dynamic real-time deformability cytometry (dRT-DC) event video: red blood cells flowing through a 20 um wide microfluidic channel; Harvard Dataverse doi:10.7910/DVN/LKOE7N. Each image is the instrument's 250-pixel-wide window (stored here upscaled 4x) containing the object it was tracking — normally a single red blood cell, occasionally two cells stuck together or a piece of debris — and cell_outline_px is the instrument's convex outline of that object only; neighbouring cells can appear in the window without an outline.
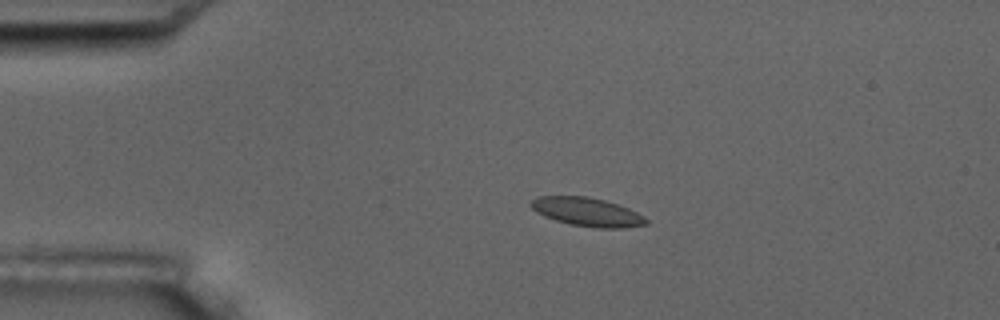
{"species": "common noctule bat (a hibernating species)", "species_latin": "Nyctalus noctula", "temperature_condition": "room temperature", "stored_images_in_passage": 5, "camera_frame_rate_fps": 3000, "um_per_image_px": 0.085, "animal": {"sex": "male", "body_mass_g": 17.5, "forearm_length_mm": 52.3}, "frame": {"image": 1, "passage_image": 4, "time_ms": 3.667, "image_size_px": [1000, 320], "cell_outline_px": [[648, 224], [624, 228], [596, 228], [572, 224], [556, 220], [544, 216], [536, 212], [528, 204], [532, 200], [540, 196], [588, 196], [604, 200], [628, 208], [644, 216], [648, 220]], "centroid_in_image_um": [49.91, 18.01], "position_along_channel_um": 35.1, "area_um2": 19.13}}